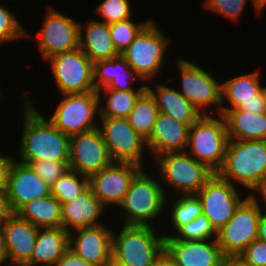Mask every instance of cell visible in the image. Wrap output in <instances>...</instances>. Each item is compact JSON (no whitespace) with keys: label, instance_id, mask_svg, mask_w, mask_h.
<instances>
[{"label":"cell","instance_id":"32","mask_svg":"<svg viewBox=\"0 0 266 266\" xmlns=\"http://www.w3.org/2000/svg\"><path fill=\"white\" fill-rule=\"evenodd\" d=\"M88 186L89 178L87 176L68 169L50 186V193L57 198L62 205L74 199Z\"/></svg>","mask_w":266,"mask_h":266},{"label":"cell","instance_id":"36","mask_svg":"<svg viewBox=\"0 0 266 266\" xmlns=\"http://www.w3.org/2000/svg\"><path fill=\"white\" fill-rule=\"evenodd\" d=\"M131 8L129 0H102L95 12L104 18L102 22L110 25L133 18Z\"/></svg>","mask_w":266,"mask_h":266},{"label":"cell","instance_id":"40","mask_svg":"<svg viewBox=\"0 0 266 266\" xmlns=\"http://www.w3.org/2000/svg\"><path fill=\"white\" fill-rule=\"evenodd\" d=\"M240 255L251 266H266V242L256 239Z\"/></svg>","mask_w":266,"mask_h":266},{"label":"cell","instance_id":"30","mask_svg":"<svg viewBox=\"0 0 266 266\" xmlns=\"http://www.w3.org/2000/svg\"><path fill=\"white\" fill-rule=\"evenodd\" d=\"M103 91L106 103L104 107H99V117H120L127 118L134 108L136 101L146 91V85H141L138 90L124 91L114 89L97 90L98 96Z\"/></svg>","mask_w":266,"mask_h":266},{"label":"cell","instance_id":"28","mask_svg":"<svg viewBox=\"0 0 266 266\" xmlns=\"http://www.w3.org/2000/svg\"><path fill=\"white\" fill-rule=\"evenodd\" d=\"M229 139L266 140V113L230 109L222 115Z\"/></svg>","mask_w":266,"mask_h":266},{"label":"cell","instance_id":"2","mask_svg":"<svg viewBox=\"0 0 266 266\" xmlns=\"http://www.w3.org/2000/svg\"><path fill=\"white\" fill-rule=\"evenodd\" d=\"M217 174L251 190L266 175V140L229 139L223 166Z\"/></svg>","mask_w":266,"mask_h":266},{"label":"cell","instance_id":"41","mask_svg":"<svg viewBox=\"0 0 266 266\" xmlns=\"http://www.w3.org/2000/svg\"><path fill=\"white\" fill-rule=\"evenodd\" d=\"M54 266H96L77 256L70 248Z\"/></svg>","mask_w":266,"mask_h":266},{"label":"cell","instance_id":"43","mask_svg":"<svg viewBox=\"0 0 266 266\" xmlns=\"http://www.w3.org/2000/svg\"><path fill=\"white\" fill-rule=\"evenodd\" d=\"M221 266H251L241 255H227L222 259Z\"/></svg>","mask_w":266,"mask_h":266},{"label":"cell","instance_id":"34","mask_svg":"<svg viewBox=\"0 0 266 266\" xmlns=\"http://www.w3.org/2000/svg\"><path fill=\"white\" fill-rule=\"evenodd\" d=\"M175 234L172 237L182 241L216 240L217 237V232L203 213L195 220L181 226Z\"/></svg>","mask_w":266,"mask_h":266},{"label":"cell","instance_id":"35","mask_svg":"<svg viewBox=\"0 0 266 266\" xmlns=\"http://www.w3.org/2000/svg\"><path fill=\"white\" fill-rule=\"evenodd\" d=\"M132 18L118 21L109 25L111 39L114 47L119 54H121L134 40L139 31L150 21L145 22H132Z\"/></svg>","mask_w":266,"mask_h":266},{"label":"cell","instance_id":"21","mask_svg":"<svg viewBox=\"0 0 266 266\" xmlns=\"http://www.w3.org/2000/svg\"><path fill=\"white\" fill-rule=\"evenodd\" d=\"M165 237V251L178 266H221L224 257L216 240L182 241Z\"/></svg>","mask_w":266,"mask_h":266},{"label":"cell","instance_id":"12","mask_svg":"<svg viewBox=\"0 0 266 266\" xmlns=\"http://www.w3.org/2000/svg\"><path fill=\"white\" fill-rule=\"evenodd\" d=\"M181 76V91L202 115H209L207 107L217 106V115H221V83L200 66L184 59H178ZM213 104V105H212Z\"/></svg>","mask_w":266,"mask_h":266},{"label":"cell","instance_id":"49","mask_svg":"<svg viewBox=\"0 0 266 266\" xmlns=\"http://www.w3.org/2000/svg\"><path fill=\"white\" fill-rule=\"evenodd\" d=\"M0 211H8L5 200V189H0Z\"/></svg>","mask_w":266,"mask_h":266},{"label":"cell","instance_id":"38","mask_svg":"<svg viewBox=\"0 0 266 266\" xmlns=\"http://www.w3.org/2000/svg\"><path fill=\"white\" fill-rule=\"evenodd\" d=\"M68 163L69 161L37 160L29 165L46 184L51 186L69 169Z\"/></svg>","mask_w":266,"mask_h":266},{"label":"cell","instance_id":"47","mask_svg":"<svg viewBox=\"0 0 266 266\" xmlns=\"http://www.w3.org/2000/svg\"><path fill=\"white\" fill-rule=\"evenodd\" d=\"M251 190L261 194V199L264 201V205H266V175Z\"/></svg>","mask_w":266,"mask_h":266},{"label":"cell","instance_id":"44","mask_svg":"<svg viewBox=\"0 0 266 266\" xmlns=\"http://www.w3.org/2000/svg\"><path fill=\"white\" fill-rule=\"evenodd\" d=\"M153 266H178L173 258L164 250Z\"/></svg>","mask_w":266,"mask_h":266},{"label":"cell","instance_id":"23","mask_svg":"<svg viewBox=\"0 0 266 266\" xmlns=\"http://www.w3.org/2000/svg\"><path fill=\"white\" fill-rule=\"evenodd\" d=\"M106 207L93 194L90 186L74 199L61 205L62 227L70 232L78 228L98 226Z\"/></svg>","mask_w":266,"mask_h":266},{"label":"cell","instance_id":"27","mask_svg":"<svg viewBox=\"0 0 266 266\" xmlns=\"http://www.w3.org/2000/svg\"><path fill=\"white\" fill-rule=\"evenodd\" d=\"M81 25L79 23V48L92 62L120 55L114 47L108 24L91 19L85 24V31Z\"/></svg>","mask_w":266,"mask_h":266},{"label":"cell","instance_id":"26","mask_svg":"<svg viewBox=\"0 0 266 266\" xmlns=\"http://www.w3.org/2000/svg\"><path fill=\"white\" fill-rule=\"evenodd\" d=\"M69 250V232L63 227L39 228L31 260L26 266H54Z\"/></svg>","mask_w":266,"mask_h":266},{"label":"cell","instance_id":"16","mask_svg":"<svg viewBox=\"0 0 266 266\" xmlns=\"http://www.w3.org/2000/svg\"><path fill=\"white\" fill-rule=\"evenodd\" d=\"M143 167L126 162H112L109 166L89 177L93 194L105 206H119L135 175Z\"/></svg>","mask_w":266,"mask_h":266},{"label":"cell","instance_id":"52","mask_svg":"<svg viewBox=\"0 0 266 266\" xmlns=\"http://www.w3.org/2000/svg\"><path fill=\"white\" fill-rule=\"evenodd\" d=\"M6 266H26V265H11V264H6Z\"/></svg>","mask_w":266,"mask_h":266},{"label":"cell","instance_id":"37","mask_svg":"<svg viewBox=\"0 0 266 266\" xmlns=\"http://www.w3.org/2000/svg\"><path fill=\"white\" fill-rule=\"evenodd\" d=\"M16 18L7 7L0 5V44L24 37L33 38V35L26 32L25 28L22 27L20 21Z\"/></svg>","mask_w":266,"mask_h":266},{"label":"cell","instance_id":"4","mask_svg":"<svg viewBox=\"0 0 266 266\" xmlns=\"http://www.w3.org/2000/svg\"><path fill=\"white\" fill-rule=\"evenodd\" d=\"M140 170L133 178L122 203L124 225L151 226L150 221L162 215L168 203L164 185Z\"/></svg>","mask_w":266,"mask_h":266},{"label":"cell","instance_id":"48","mask_svg":"<svg viewBox=\"0 0 266 266\" xmlns=\"http://www.w3.org/2000/svg\"><path fill=\"white\" fill-rule=\"evenodd\" d=\"M251 1V0H250ZM252 4L256 8L255 10L259 13H262L266 7V0H252Z\"/></svg>","mask_w":266,"mask_h":266},{"label":"cell","instance_id":"7","mask_svg":"<svg viewBox=\"0 0 266 266\" xmlns=\"http://www.w3.org/2000/svg\"><path fill=\"white\" fill-rule=\"evenodd\" d=\"M169 40L151 19L121 53V56L142 80H149L161 73Z\"/></svg>","mask_w":266,"mask_h":266},{"label":"cell","instance_id":"33","mask_svg":"<svg viewBox=\"0 0 266 266\" xmlns=\"http://www.w3.org/2000/svg\"><path fill=\"white\" fill-rule=\"evenodd\" d=\"M171 205L169 217L171 216V224L175 231L203 213L200 199L196 194L179 195Z\"/></svg>","mask_w":266,"mask_h":266},{"label":"cell","instance_id":"13","mask_svg":"<svg viewBox=\"0 0 266 266\" xmlns=\"http://www.w3.org/2000/svg\"><path fill=\"white\" fill-rule=\"evenodd\" d=\"M235 186L215 173L196 194L200 199L203 214L216 232L230 220L245 200L244 195L239 194Z\"/></svg>","mask_w":266,"mask_h":266},{"label":"cell","instance_id":"8","mask_svg":"<svg viewBox=\"0 0 266 266\" xmlns=\"http://www.w3.org/2000/svg\"><path fill=\"white\" fill-rule=\"evenodd\" d=\"M261 210L255 193L249 194L230 220L217 231L216 241L224 256L240 255L258 238L257 230Z\"/></svg>","mask_w":266,"mask_h":266},{"label":"cell","instance_id":"6","mask_svg":"<svg viewBox=\"0 0 266 266\" xmlns=\"http://www.w3.org/2000/svg\"><path fill=\"white\" fill-rule=\"evenodd\" d=\"M156 162L160 179L174 187L177 195L197 194L215 174L186 151L161 154Z\"/></svg>","mask_w":266,"mask_h":266},{"label":"cell","instance_id":"22","mask_svg":"<svg viewBox=\"0 0 266 266\" xmlns=\"http://www.w3.org/2000/svg\"><path fill=\"white\" fill-rule=\"evenodd\" d=\"M189 126L159 112L149 137L146 139L148 151L154 157L168 152L187 150Z\"/></svg>","mask_w":266,"mask_h":266},{"label":"cell","instance_id":"51","mask_svg":"<svg viewBox=\"0 0 266 266\" xmlns=\"http://www.w3.org/2000/svg\"><path fill=\"white\" fill-rule=\"evenodd\" d=\"M107 266H123V265H120L111 259L110 262L107 264Z\"/></svg>","mask_w":266,"mask_h":266},{"label":"cell","instance_id":"17","mask_svg":"<svg viewBox=\"0 0 266 266\" xmlns=\"http://www.w3.org/2000/svg\"><path fill=\"white\" fill-rule=\"evenodd\" d=\"M50 194V186L34 172L30 165L12 159L5 189L9 213H16L24 204Z\"/></svg>","mask_w":266,"mask_h":266},{"label":"cell","instance_id":"39","mask_svg":"<svg viewBox=\"0 0 266 266\" xmlns=\"http://www.w3.org/2000/svg\"><path fill=\"white\" fill-rule=\"evenodd\" d=\"M248 0H205L204 6L224 17L239 21Z\"/></svg>","mask_w":266,"mask_h":266},{"label":"cell","instance_id":"9","mask_svg":"<svg viewBox=\"0 0 266 266\" xmlns=\"http://www.w3.org/2000/svg\"><path fill=\"white\" fill-rule=\"evenodd\" d=\"M101 95L97 91L83 94H64L49 121L68 136L98 128L94 123L99 116Z\"/></svg>","mask_w":266,"mask_h":266},{"label":"cell","instance_id":"14","mask_svg":"<svg viewBox=\"0 0 266 266\" xmlns=\"http://www.w3.org/2000/svg\"><path fill=\"white\" fill-rule=\"evenodd\" d=\"M99 128L78 133L69 139V169L88 178L112 163Z\"/></svg>","mask_w":266,"mask_h":266},{"label":"cell","instance_id":"50","mask_svg":"<svg viewBox=\"0 0 266 266\" xmlns=\"http://www.w3.org/2000/svg\"><path fill=\"white\" fill-rule=\"evenodd\" d=\"M9 211H0V226H1V223H2V220H3V217L8 214Z\"/></svg>","mask_w":266,"mask_h":266},{"label":"cell","instance_id":"20","mask_svg":"<svg viewBox=\"0 0 266 266\" xmlns=\"http://www.w3.org/2000/svg\"><path fill=\"white\" fill-rule=\"evenodd\" d=\"M1 228L4 233L8 261L11 265H26L30 260L37 240L38 229L16 213L3 217Z\"/></svg>","mask_w":266,"mask_h":266},{"label":"cell","instance_id":"46","mask_svg":"<svg viewBox=\"0 0 266 266\" xmlns=\"http://www.w3.org/2000/svg\"><path fill=\"white\" fill-rule=\"evenodd\" d=\"M4 262L5 263L7 262V264H9L6 245H5V239H4V233L0 226V266H6V265H3Z\"/></svg>","mask_w":266,"mask_h":266},{"label":"cell","instance_id":"15","mask_svg":"<svg viewBox=\"0 0 266 266\" xmlns=\"http://www.w3.org/2000/svg\"><path fill=\"white\" fill-rule=\"evenodd\" d=\"M43 60L54 54L79 48V23L56 11L47 10L41 32L34 36Z\"/></svg>","mask_w":266,"mask_h":266},{"label":"cell","instance_id":"11","mask_svg":"<svg viewBox=\"0 0 266 266\" xmlns=\"http://www.w3.org/2000/svg\"><path fill=\"white\" fill-rule=\"evenodd\" d=\"M98 127L113 162L133 163L142 167L146 140L129 124L127 118L100 117ZM143 152V153H142Z\"/></svg>","mask_w":266,"mask_h":266},{"label":"cell","instance_id":"45","mask_svg":"<svg viewBox=\"0 0 266 266\" xmlns=\"http://www.w3.org/2000/svg\"><path fill=\"white\" fill-rule=\"evenodd\" d=\"M258 238L261 241L266 242V212L260 214L259 222H258Z\"/></svg>","mask_w":266,"mask_h":266},{"label":"cell","instance_id":"19","mask_svg":"<svg viewBox=\"0 0 266 266\" xmlns=\"http://www.w3.org/2000/svg\"><path fill=\"white\" fill-rule=\"evenodd\" d=\"M112 235L104 224L78 228L69 232V248L87 262L107 266L112 256Z\"/></svg>","mask_w":266,"mask_h":266},{"label":"cell","instance_id":"10","mask_svg":"<svg viewBox=\"0 0 266 266\" xmlns=\"http://www.w3.org/2000/svg\"><path fill=\"white\" fill-rule=\"evenodd\" d=\"M46 60L51 64L56 86L62 95L96 91L93 62L80 48L54 54Z\"/></svg>","mask_w":266,"mask_h":266},{"label":"cell","instance_id":"3","mask_svg":"<svg viewBox=\"0 0 266 266\" xmlns=\"http://www.w3.org/2000/svg\"><path fill=\"white\" fill-rule=\"evenodd\" d=\"M165 250V237L152 226L124 225L112 235L111 259L123 266H153Z\"/></svg>","mask_w":266,"mask_h":266},{"label":"cell","instance_id":"42","mask_svg":"<svg viewBox=\"0 0 266 266\" xmlns=\"http://www.w3.org/2000/svg\"><path fill=\"white\" fill-rule=\"evenodd\" d=\"M12 157H6L0 153V189H6L7 173L12 162Z\"/></svg>","mask_w":266,"mask_h":266},{"label":"cell","instance_id":"31","mask_svg":"<svg viewBox=\"0 0 266 266\" xmlns=\"http://www.w3.org/2000/svg\"><path fill=\"white\" fill-rule=\"evenodd\" d=\"M158 114L159 110L154 99L145 91L136 101L127 120L133 129L146 140L152 132Z\"/></svg>","mask_w":266,"mask_h":266},{"label":"cell","instance_id":"18","mask_svg":"<svg viewBox=\"0 0 266 266\" xmlns=\"http://www.w3.org/2000/svg\"><path fill=\"white\" fill-rule=\"evenodd\" d=\"M259 70L236 76L221 84V115L230 109L266 113V87L260 84ZM225 100L229 101L226 107Z\"/></svg>","mask_w":266,"mask_h":266},{"label":"cell","instance_id":"5","mask_svg":"<svg viewBox=\"0 0 266 266\" xmlns=\"http://www.w3.org/2000/svg\"><path fill=\"white\" fill-rule=\"evenodd\" d=\"M218 116L216 119L210 114L202 115L189 127L186 150L214 173L223 166L229 141L225 119L222 115Z\"/></svg>","mask_w":266,"mask_h":266},{"label":"cell","instance_id":"25","mask_svg":"<svg viewBox=\"0 0 266 266\" xmlns=\"http://www.w3.org/2000/svg\"><path fill=\"white\" fill-rule=\"evenodd\" d=\"M146 91L154 99L159 112L171 116L189 127L202 116L201 112L178 90L165 84L156 83L155 89L146 85Z\"/></svg>","mask_w":266,"mask_h":266},{"label":"cell","instance_id":"29","mask_svg":"<svg viewBox=\"0 0 266 266\" xmlns=\"http://www.w3.org/2000/svg\"><path fill=\"white\" fill-rule=\"evenodd\" d=\"M16 214L37 228L62 227L61 203L51 194L24 204Z\"/></svg>","mask_w":266,"mask_h":266},{"label":"cell","instance_id":"24","mask_svg":"<svg viewBox=\"0 0 266 266\" xmlns=\"http://www.w3.org/2000/svg\"><path fill=\"white\" fill-rule=\"evenodd\" d=\"M135 78L143 82L121 54L111 59L93 62V81L96 91L100 89L135 90L131 84Z\"/></svg>","mask_w":266,"mask_h":266},{"label":"cell","instance_id":"1","mask_svg":"<svg viewBox=\"0 0 266 266\" xmlns=\"http://www.w3.org/2000/svg\"><path fill=\"white\" fill-rule=\"evenodd\" d=\"M24 95L23 130L20 141V161L30 164L37 160L69 161L70 136L59 131L37 110L34 102Z\"/></svg>","mask_w":266,"mask_h":266}]
</instances>
